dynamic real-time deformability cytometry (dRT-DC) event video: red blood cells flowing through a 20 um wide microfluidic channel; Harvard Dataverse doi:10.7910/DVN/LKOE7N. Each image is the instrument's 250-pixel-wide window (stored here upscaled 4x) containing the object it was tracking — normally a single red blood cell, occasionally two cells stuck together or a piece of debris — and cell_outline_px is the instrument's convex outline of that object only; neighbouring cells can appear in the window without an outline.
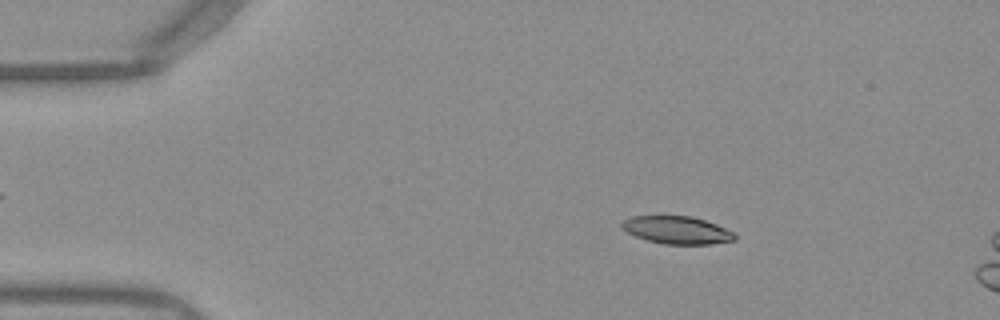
{"species": "Egyptian fruit bat (a non-hibernating species)", "species_latin": "Rousettus aegyptiacus", "temperature_condition": "warm", "stored_images_in_passage": 8, "camera_frame_rate_fps": 3000, "um_per_image_px": 0.085, "frame": {"image": 1, "passage_image": 2, "time_ms": 0.333, "image_size_px": [1000, 320], "cell_outline_px": [[736, 240], [712, 244], [664, 244], [648, 240], [636, 236], [620, 228], [620, 224], [624, 220], [632, 216], [692, 216], [716, 224], [736, 232]], "centroid_in_image_um": [57.57, 19.55], "position_along_channel_um": 27.4, "area_um2": 18.26}}